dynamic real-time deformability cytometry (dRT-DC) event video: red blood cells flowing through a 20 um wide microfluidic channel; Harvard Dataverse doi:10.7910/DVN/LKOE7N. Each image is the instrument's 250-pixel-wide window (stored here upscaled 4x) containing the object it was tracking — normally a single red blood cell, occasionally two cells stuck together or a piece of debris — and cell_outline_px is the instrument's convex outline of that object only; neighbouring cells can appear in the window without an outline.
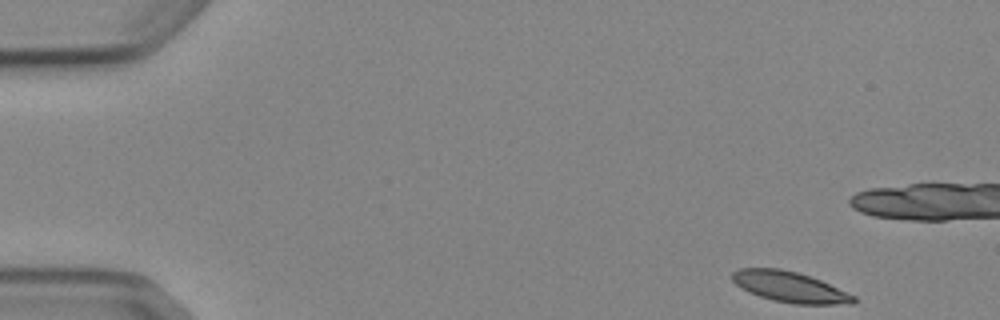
{"species": "Egyptian fruit bat (a non-hibernating species)", "species_latin": "Rousettus aegyptiacus", "temperature_condition": "cold", "stored_images_in_passage": 5, "camera_frame_rate_fps": 3000, "um_per_image_px": 0.085, "animal": {"sex": "female"}, "frame": {"image": 1, "passage_image": 1, "time_ms": 0.0, "image_size_px": [1000, 320], "cell_outline_px": [[856, 304], [796, 304], [772, 300], [748, 292], [740, 288], [732, 280], [732, 272], [740, 268], [780, 268], [796, 272], [820, 280], [856, 296]], "centroid_in_image_um": [67.12, 24.39], "position_along_channel_um": 17.9, "area_um2": 21.62}}